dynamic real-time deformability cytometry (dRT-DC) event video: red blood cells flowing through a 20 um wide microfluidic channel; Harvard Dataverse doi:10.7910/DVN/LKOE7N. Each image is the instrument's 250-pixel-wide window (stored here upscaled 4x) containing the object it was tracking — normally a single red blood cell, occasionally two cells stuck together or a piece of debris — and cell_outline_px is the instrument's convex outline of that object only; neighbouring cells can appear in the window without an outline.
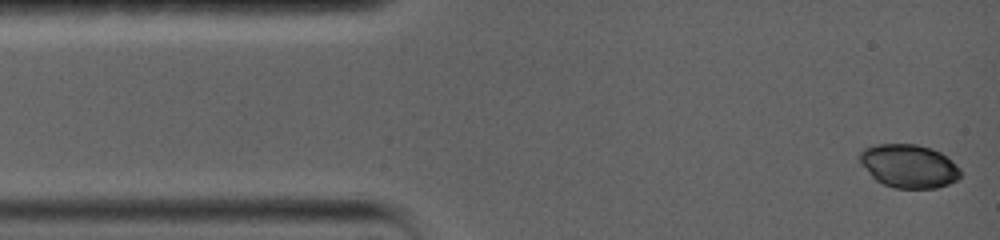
{"species": "common noctule bat (a hibernating species)", "species_latin": "Nyctalus noctula", "temperature_condition": "warm", "stored_images_in_passage": 11, "camera_frame_rate_fps": 5000, "um_per_image_px": 0.085, "animal": {"sex": "female", "body_mass_g": 19.0, "forearm_length_mm": 56.7}, "frame": {"image": 1, "passage_image": 1, "time_ms": 0.0, "image_size_px": [1000, 240], "cell_outline_px": [[960, 176], [956, 180], [948, 184], [936, 188], [896, 188], [884, 184], [876, 180], [860, 164], [860, 152], [864, 148], [876, 144], [916, 144], [932, 148], [940, 152], [960, 168]], "centroid_in_image_um": [77.24, 14.11], "position_along_channel_um": 7.8, "area_um2": 25.37}}
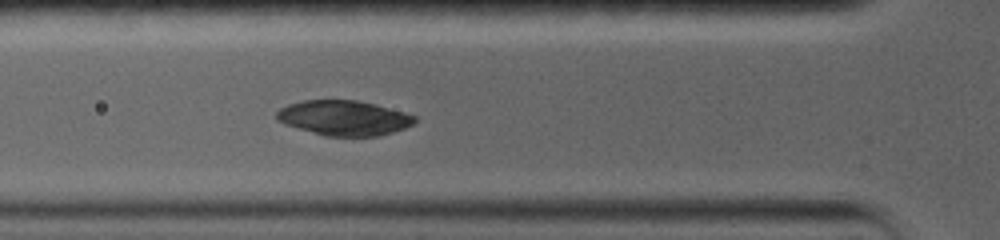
{"frame": {"image": 2, "passage_image": 10, "time_ms": 4.6, "image_size_px": [1000, 240], "cell_outline_px": [[416, 120], [412, 124], [404, 128], [380, 136], [328, 136], [284, 124], [276, 120], [276, 112], [280, 108], [288, 104], [304, 100], [356, 100], [376, 104], [404, 112], [416, 116]], "centroid_in_image_um": [29.23, 10.01], "position_along_channel_um": 96.6, "area_um2": 28.03}}
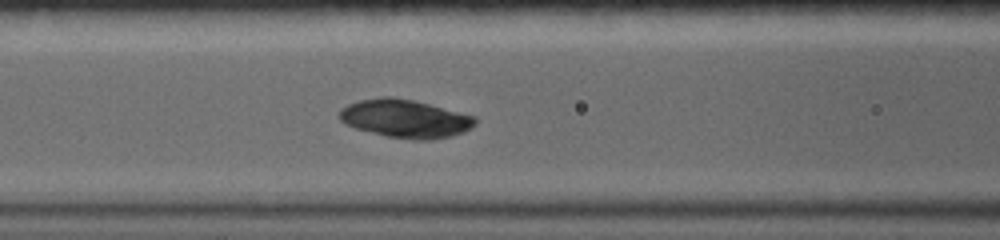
{"frame": {"image": 3, "passage_image": 11, "time_ms": 5.6, "image_size_px": [1000, 240], "cell_outline_px": [[476, 124], [472, 128], [464, 132], [448, 136], [428, 140], [416, 140], [384, 136], [356, 128], [344, 124], [340, 120], [340, 108], [348, 104], [360, 100], [380, 96], [392, 96], [412, 100], [476, 116]], "centroid_in_image_um": [34.43, 10.08], "position_along_channel_um": 132.2, "area_um2": 30.23}}